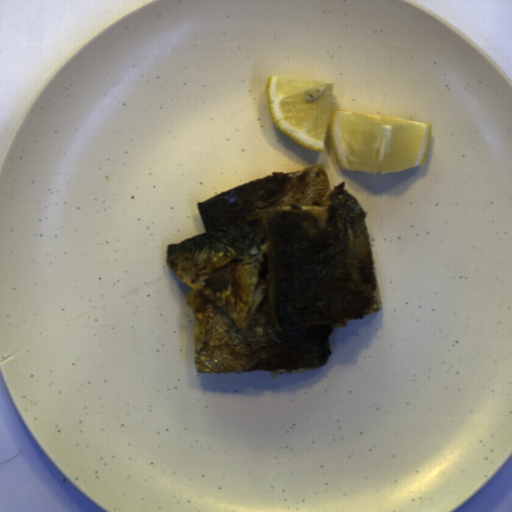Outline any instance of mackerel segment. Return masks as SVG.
<instances>
[{
    "label": "mackerel segment",
    "mask_w": 512,
    "mask_h": 512,
    "mask_svg": "<svg viewBox=\"0 0 512 512\" xmlns=\"http://www.w3.org/2000/svg\"><path fill=\"white\" fill-rule=\"evenodd\" d=\"M197 204L205 233L165 263L189 287L199 373L323 368L332 331L381 310L368 213L323 163Z\"/></svg>",
    "instance_id": "obj_1"
}]
</instances>
